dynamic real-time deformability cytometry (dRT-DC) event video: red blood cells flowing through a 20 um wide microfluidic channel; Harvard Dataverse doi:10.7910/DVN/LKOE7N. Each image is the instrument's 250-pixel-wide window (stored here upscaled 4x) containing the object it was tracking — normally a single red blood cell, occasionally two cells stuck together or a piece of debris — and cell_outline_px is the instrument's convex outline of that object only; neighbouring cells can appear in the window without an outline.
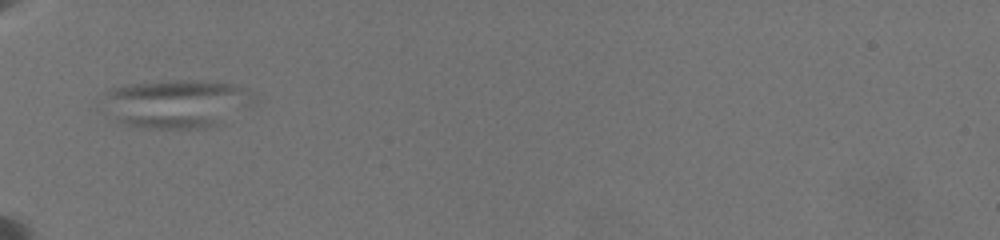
{"species": "common noctule bat (a hibernating species)", "species_latin": "Nyctalus noctula", "temperature_condition": "warm", "stored_images_in_passage": 30, "camera_frame_rate_fps": 3000, "um_per_image_px": 0.085, "animal": {"sex": "female", "body_mass_g": 19.5, "forearm_length_mm": 54.1}, "frame": {"image": 1, "passage_image": 1, "time_ms": 0.0, "image_size_px": [1000, 240], "cell_outline_px": [[244, 96], [212, 124], [204, 128], [140, 128], [116, 120], [104, 100], [104, 92], [108, 88], [128, 84], [172, 80], [200, 80], [232, 84], [244, 88]], "centroid_in_image_um": [14.63, 8.76], "position_along_channel_um": 70.4, "area_um2": 39.25}}